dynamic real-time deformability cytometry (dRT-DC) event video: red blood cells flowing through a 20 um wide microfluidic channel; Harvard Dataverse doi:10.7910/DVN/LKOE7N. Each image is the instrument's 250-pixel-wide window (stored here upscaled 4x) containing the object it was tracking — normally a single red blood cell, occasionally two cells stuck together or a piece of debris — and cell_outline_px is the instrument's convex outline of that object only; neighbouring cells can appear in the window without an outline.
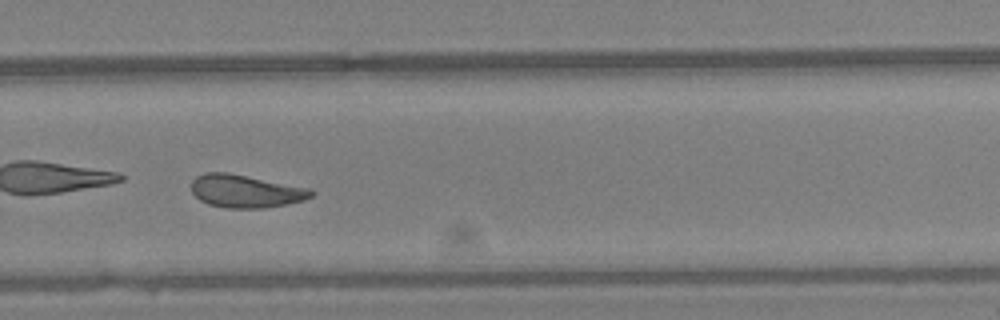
{"species": "Egyptian fruit bat (a non-hibernating species)", "species_latin": "Rousettus aegyptiacus", "temperature_condition": "warm", "stored_images_in_passage": 46, "camera_frame_rate_fps": 3000, "um_per_image_px": 0.085, "animal": {"sex": "female"}, "frame": {"image": 1, "passage_image": 33, "time_ms": 10.667, "image_size_px": [1000, 320], "cell_outline_px": [[316, 192], [312, 196], [304, 200], [264, 208], [224, 208], [208, 204], [200, 200], [192, 192], [192, 180], [196, 176], [204, 172], [228, 172], [312, 188]], "centroid_in_image_um": [20.89, 16.24], "position_along_channel_um": 308.9, "area_um2": 23.18}, "authors_computed_cell_mechanics": {"area_um2": 24.7962, "velocity_mm_per_s": 4.4095, "shape_relaxation_time_tau1_ms": 8.031, "shape_relaxation_time_tau2_ms": 3.1299, "deformation_change_tau1": 0.1599, "deformation_change_tau2": 0.1054}}